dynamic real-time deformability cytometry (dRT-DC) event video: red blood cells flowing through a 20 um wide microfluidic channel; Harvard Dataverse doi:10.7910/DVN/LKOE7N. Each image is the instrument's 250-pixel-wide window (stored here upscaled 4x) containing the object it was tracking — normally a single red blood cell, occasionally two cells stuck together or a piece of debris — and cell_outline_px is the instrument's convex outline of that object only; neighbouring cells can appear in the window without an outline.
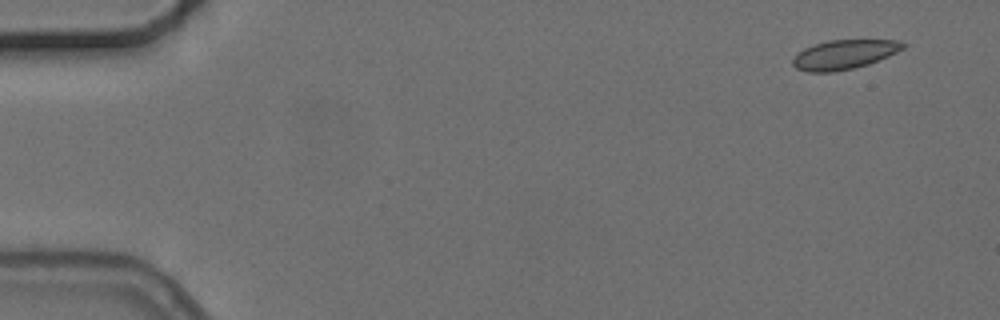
{"species": "common noctule bat (a hibernating species)", "species_latin": "Nyctalus noctula", "temperature_condition": "cold", "stored_images_in_passage": 5, "segment_of_instrument_passage": [1, 2], "camera_frame_rate_fps": 3000, "um_per_image_px": 0.085, "animal": {"sex": "female", "body_mass_g": 24.6, "forearm_length_mm": 56.2}, "frame": {"image": 1, "passage_image": 1, "time_ms": 0.0, "image_size_px": [1000, 320], "cell_outline_px": [[908, 44], [904, 48], [888, 56], [868, 64], [852, 68], [832, 72], [808, 72], [796, 68], [792, 64], [792, 60], [804, 48], [812, 44], [828, 40], [900, 40]], "centroid_in_image_um": [71.76, 4.62], "position_along_channel_um": 13.2, "area_um2": 18.79}}
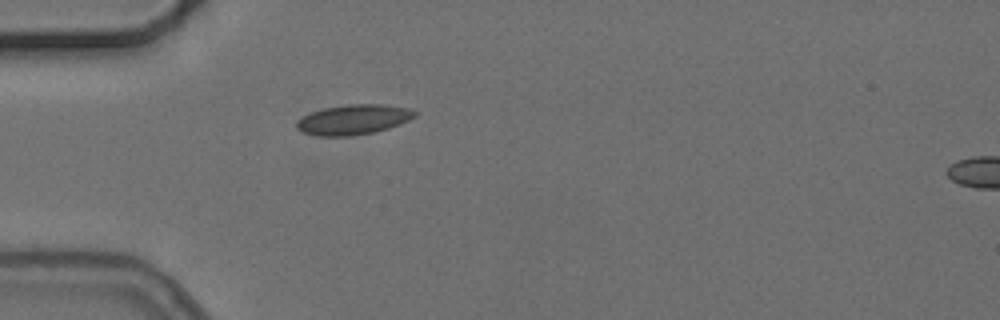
{"frame": {"image": 2, "passage_image": 4, "time_ms": 4.333, "image_size_px": [1000, 320], "cell_outline_px": [[416, 116], [400, 124], [376, 132], [348, 136], [316, 136], [304, 132], [296, 128], [296, 120], [312, 112], [324, 108], [352, 104], [384, 104], [408, 108], [416, 112]], "centroid_in_image_um": [30.04, 10.17], "position_along_channel_um": 55.0, "area_um2": 20.58}}